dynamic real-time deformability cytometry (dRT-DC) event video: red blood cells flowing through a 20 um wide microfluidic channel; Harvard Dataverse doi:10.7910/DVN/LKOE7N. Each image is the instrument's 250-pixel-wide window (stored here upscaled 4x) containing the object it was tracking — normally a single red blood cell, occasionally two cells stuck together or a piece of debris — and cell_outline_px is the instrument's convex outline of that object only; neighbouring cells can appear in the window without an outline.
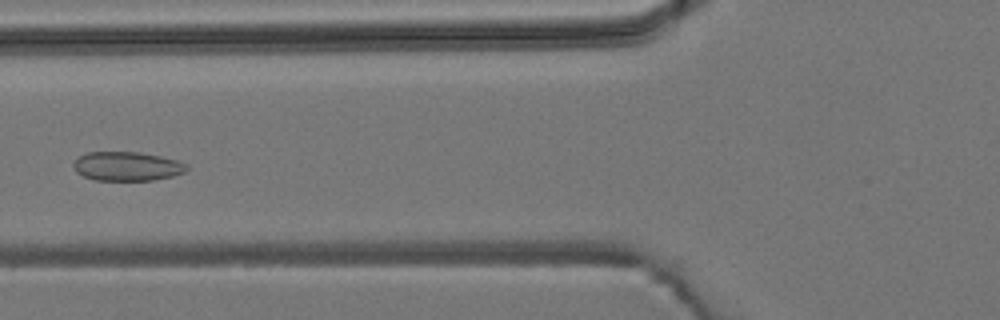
{"species": "common noctule bat (a hibernating species)", "species_latin": "Nyctalus noctula", "temperature_condition": "room temperature", "stored_images_in_passage": 6, "camera_frame_rate_fps": 3000, "um_per_image_px": 0.085, "animal": {"sex": "male", "body_mass_g": 19.2, "forearm_length_mm": 51.8}, "frame": {"image": 1, "passage_image": 5, "time_ms": 4.667, "image_size_px": [1000, 320], "cell_outline_px": [[188, 168], [184, 172], [172, 176], [152, 180], [96, 180], [84, 176], [76, 172], [72, 164], [80, 156], [88, 152], [140, 152], [160, 156], [176, 160], [188, 164]], "centroid_in_image_um": [10.8, 14.13], "position_along_channel_um": 115.0, "area_um2": 19.07}}
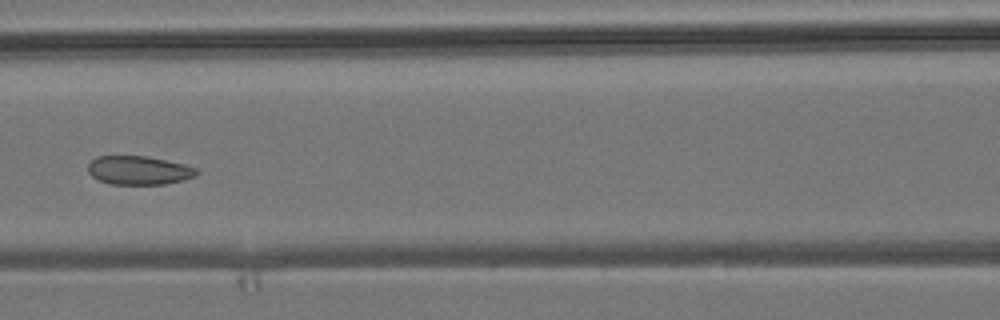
{"frame": {"image": 2, "passage_image": 6, "time_ms": 5.667, "image_size_px": [1000, 320], "cell_outline_px": [[200, 172], [196, 176], [184, 180], [164, 184], [112, 184], [100, 180], [92, 176], [88, 172], [88, 164], [96, 156], [148, 156], [184, 164], [196, 168]], "centroid_in_image_um": [11.82, 14.47], "position_along_channel_um": 154.8, "area_um2": 18.21}}